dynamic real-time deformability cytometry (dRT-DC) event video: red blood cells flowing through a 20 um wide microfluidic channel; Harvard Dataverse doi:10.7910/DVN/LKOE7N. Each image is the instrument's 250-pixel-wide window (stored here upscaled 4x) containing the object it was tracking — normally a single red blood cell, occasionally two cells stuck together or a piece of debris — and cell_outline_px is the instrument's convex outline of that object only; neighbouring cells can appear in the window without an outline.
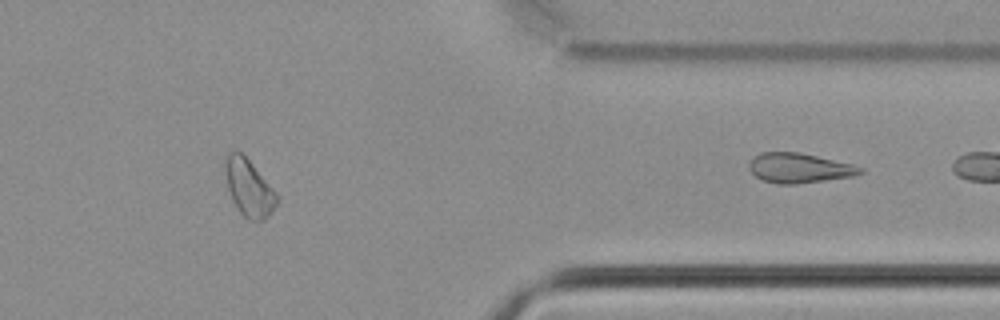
{"species": "common noctule bat (a hibernating species)", "species_latin": "Nyctalus noctula", "temperature_condition": "cold", "stored_images_in_passage": 39, "segment_of_instrument_passage": [2, 2], "camera_frame_rate_fps": 3000, "um_per_image_px": 0.085, "animal": {"sex": "male", "body_mass_g": 21.5, "forearm_length_mm": 52.0}, "frame": {"image": 1, "passage_image": 39, "time_ms": 12.667, "image_size_px": [1000, 320], "cell_outline_px": [[864, 172], [852, 176], [796, 184], [776, 184], [764, 180], [756, 176], [748, 168], [748, 164], [752, 156], [760, 152], [800, 152], [852, 164], [864, 168]], "centroid_in_image_um": [67.9, 14.27], "position_along_channel_um": 343.5, "area_um2": 19.31}}